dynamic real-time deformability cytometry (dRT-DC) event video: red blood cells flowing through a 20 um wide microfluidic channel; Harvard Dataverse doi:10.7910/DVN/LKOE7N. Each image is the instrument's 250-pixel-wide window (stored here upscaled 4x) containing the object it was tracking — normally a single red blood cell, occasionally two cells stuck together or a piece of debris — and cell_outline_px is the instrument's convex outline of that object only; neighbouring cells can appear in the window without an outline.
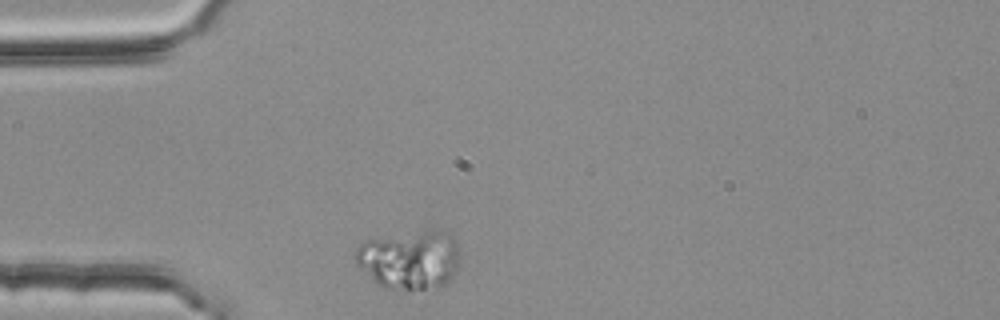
{"species": "common noctule bat (a hibernating species)", "species_latin": "Nyctalus noctula", "temperature_condition": "room temperature", "stored_images_in_passage": 3, "camera_frame_rate_fps": 3000, "um_per_image_px": 0.085, "animal": {"sex": "female", "body_mass_g": 25.1}, "frame": {"image": 1, "passage_image": 1, "time_ms": 0.0, "image_size_px": [1000, 320], "cell_outline_px": [[460, 256], [452, 280], [448, 284], [440, 288], [384, 288], [356, 264], [352, 256], [356, 248], [364, 240], [432, 228], [444, 232], [452, 236], [456, 240], [460, 248]], "centroid_in_image_um": [34.85, 22.04], "position_along_channel_um": 50.1, "area_um2": 36.3}}